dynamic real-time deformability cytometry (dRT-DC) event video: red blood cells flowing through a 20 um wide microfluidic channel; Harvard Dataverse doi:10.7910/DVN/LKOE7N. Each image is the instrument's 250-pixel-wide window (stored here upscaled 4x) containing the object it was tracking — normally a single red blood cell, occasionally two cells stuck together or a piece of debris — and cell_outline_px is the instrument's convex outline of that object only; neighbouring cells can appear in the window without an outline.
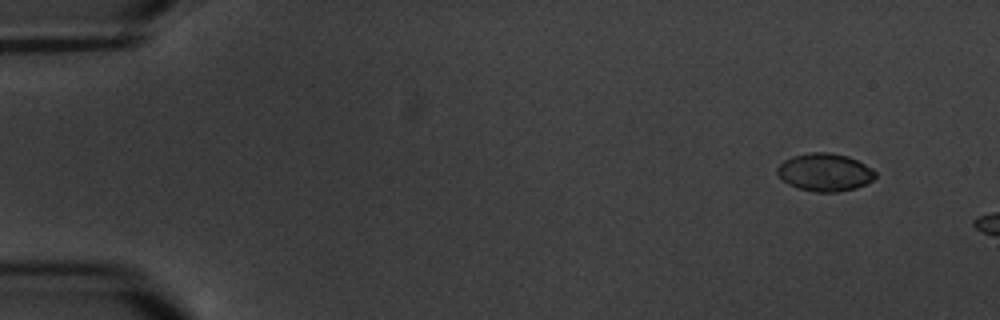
{"species": "common noctule bat (a hibernating species)", "species_latin": "Nyctalus noctula", "temperature_condition": "warm", "stored_images_in_passage": 3, "camera_frame_rate_fps": 3000, "um_per_image_px": 0.085, "animal": {"sex": "male", "body_mass_g": 20.1, "forearm_length_mm": 53.5}, "frame": {"image": 1, "passage_image": 1, "time_ms": 0.0, "image_size_px": [1000, 320], "cell_outline_px": [[876, 176], [872, 180], [856, 188], [836, 192], [816, 192], [796, 188], [788, 184], [776, 172], [776, 168], [784, 160], [792, 156], [808, 152], [828, 152], [848, 156], [872, 168], [876, 172]], "centroid_in_image_um": [70.09, 14.64], "position_along_channel_um": 14.9, "area_um2": 21.62}}